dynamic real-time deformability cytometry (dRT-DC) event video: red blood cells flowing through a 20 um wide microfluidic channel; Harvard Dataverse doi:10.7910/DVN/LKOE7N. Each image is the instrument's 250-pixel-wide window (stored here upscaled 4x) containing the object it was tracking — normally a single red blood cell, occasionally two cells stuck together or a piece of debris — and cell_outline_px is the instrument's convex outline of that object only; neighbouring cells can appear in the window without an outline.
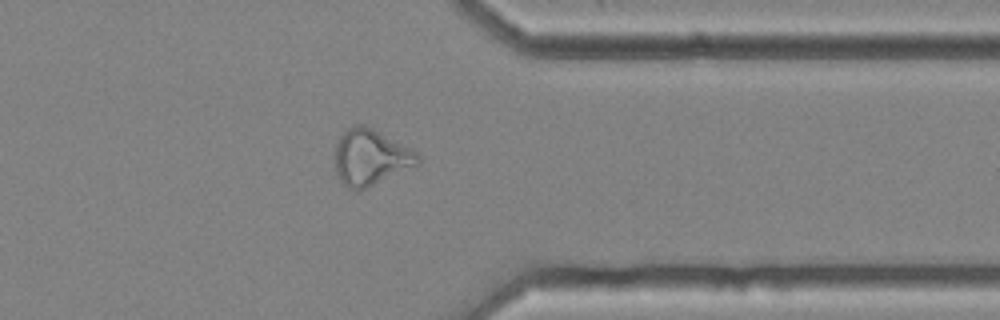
{"species": "common noctule bat (a hibernating species)", "species_latin": "Nyctalus noctula", "temperature_condition": "cold", "stored_images_in_passage": 34, "camera_frame_rate_fps": 3000, "um_per_image_px": 0.085, "animal": {"sex": "female", "body_mass_g": 25.1}, "frame": {"image": 1, "passage_image": 29, "time_ms": 9.333, "image_size_px": [1000, 320], "cell_outline_px": [[420, 164], [360, 192], [356, 192], [348, 188], [336, 176], [336, 144], [340, 136], [348, 128], [356, 124], [364, 124], [412, 148], [420, 156]], "centroid_in_image_um": [31.52, 13.4], "position_along_channel_um": 379.9, "area_um2": 27.4}, "authors_computed_cell_mechanics": {"area_um2": 22.9466, "velocity_mm_per_s": 3.6776, "shape_relaxation_time_tau1_ms": null, "shape_relaxation_time_tau2_ms": 5.5305, "deformation_change_tau1": null, "deformation_change_tau2": 0.1522}}